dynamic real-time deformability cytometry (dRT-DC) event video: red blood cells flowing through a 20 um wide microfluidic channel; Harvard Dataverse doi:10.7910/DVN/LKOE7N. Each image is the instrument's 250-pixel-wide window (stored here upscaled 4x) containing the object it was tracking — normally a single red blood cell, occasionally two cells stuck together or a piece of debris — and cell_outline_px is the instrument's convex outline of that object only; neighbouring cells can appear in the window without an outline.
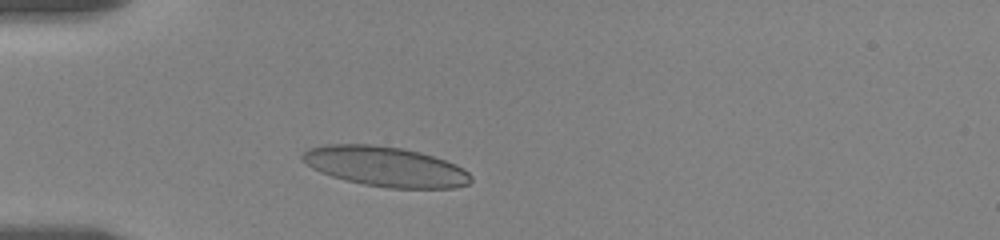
{"species": "human", "species_latin": "Homo sapiens", "temperature_condition": "room temperature", "stored_images_in_passage": 39, "camera_frame_rate_fps": 3000, "um_per_image_px": 0.085, "donor": {"sex": "female"}, "frame": {"image": 1, "passage_image": 7, "time_ms": 2.0, "image_size_px": [1000, 240], "cell_outline_px": [[472, 180], [468, 184], [456, 188], [388, 188], [364, 184], [332, 176], [320, 172], [304, 164], [300, 160], [300, 156], [308, 148], [324, 144], [372, 144], [404, 148], [420, 152], [456, 164], [464, 168], [472, 176]], "centroid_in_image_um": [32.74, 14.15], "position_along_channel_um": 52.3, "area_um2": 39.48}}
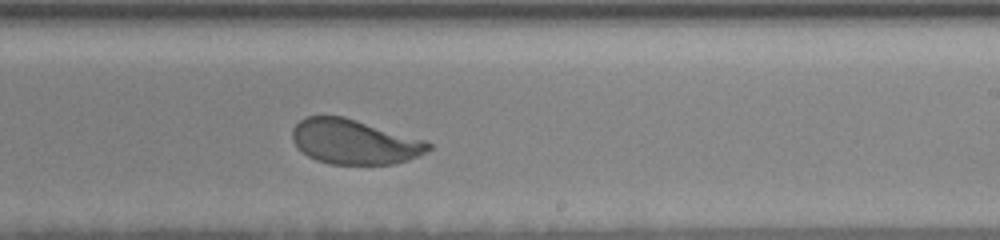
{"frame": {"image": 2, "passage_image": 26, "time_ms": 8.333, "image_size_px": [1000, 240], "cell_outline_px": [[432, 148], [420, 156], [408, 160], [392, 164], [332, 164], [316, 160], [308, 156], [296, 148], [292, 140], [292, 128], [300, 120], [308, 116], [344, 116], [424, 140], [432, 144]], "centroid_in_image_um": [30.1, 12.06], "position_along_channel_um": 258.9, "area_um2": 35.55}}
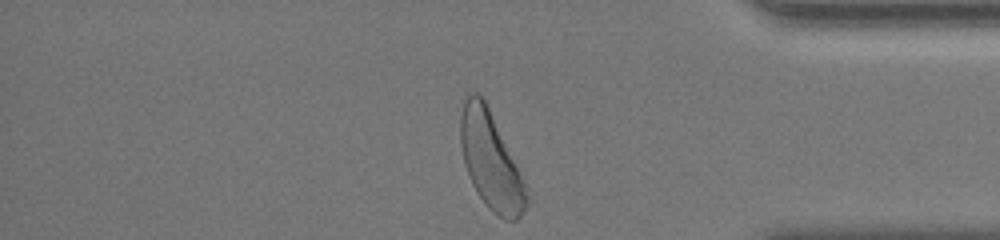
{"frame": {"image": 3, "passage_image": 39, "time_ms": 12.667, "image_size_px": [1000, 240], "cell_outline_px": [[528, 204], [520, 216], [516, 220], [504, 220], [492, 212], [488, 208], [472, 184], [464, 164], [460, 144], [460, 116], [464, 100], [468, 92], [476, 92], [484, 100], [528, 188]], "centroid_in_image_um": [41.7, 13.69], "position_along_channel_um": 393.5, "area_um2": 36.93}, "authors_computed_cell_mechanics": {"area_um2": 36.703, "velocity_mm_per_s": 3.4874, "shape_relaxation_time_tau1_ms": 2.5374, "shape_relaxation_time_tau2_ms": null, "deformation_change_tau1": 0.1121, "deformation_change_tau2": null}}